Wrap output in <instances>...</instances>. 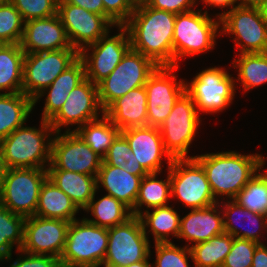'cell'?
I'll return each instance as SVG.
<instances>
[{"label": "cell", "mask_w": 267, "mask_h": 267, "mask_svg": "<svg viewBox=\"0 0 267 267\" xmlns=\"http://www.w3.org/2000/svg\"><path fill=\"white\" fill-rule=\"evenodd\" d=\"M25 219L0 203V262H11L13 249L17 251L22 248Z\"/></svg>", "instance_id": "obj_35"}, {"label": "cell", "mask_w": 267, "mask_h": 267, "mask_svg": "<svg viewBox=\"0 0 267 267\" xmlns=\"http://www.w3.org/2000/svg\"><path fill=\"white\" fill-rule=\"evenodd\" d=\"M104 114L98 99V87L85 78L72 91L59 111L49 120L55 132L75 131L87 122L100 118ZM76 126L71 130L70 126ZM62 127V128H61ZM68 127V129H67Z\"/></svg>", "instance_id": "obj_17"}, {"label": "cell", "mask_w": 267, "mask_h": 267, "mask_svg": "<svg viewBox=\"0 0 267 267\" xmlns=\"http://www.w3.org/2000/svg\"><path fill=\"white\" fill-rule=\"evenodd\" d=\"M201 119L192 98L184 92L159 126L163 146L172 159L193 158L188 156V149L197 136Z\"/></svg>", "instance_id": "obj_10"}, {"label": "cell", "mask_w": 267, "mask_h": 267, "mask_svg": "<svg viewBox=\"0 0 267 267\" xmlns=\"http://www.w3.org/2000/svg\"><path fill=\"white\" fill-rule=\"evenodd\" d=\"M104 6V17L114 26H123L134 9L126 0H102Z\"/></svg>", "instance_id": "obj_44"}, {"label": "cell", "mask_w": 267, "mask_h": 267, "mask_svg": "<svg viewBox=\"0 0 267 267\" xmlns=\"http://www.w3.org/2000/svg\"><path fill=\"white\" fill-rule=\"evenodd\" d=\"M198 0H146L149 7L165 10L173 14H179L194 10Z\"/></svg>", "instance_id": "obj_46"}, {"label": "cell", "mask_w": 267, "mask_h": 267, "mask_svg": "<svg viewBox=\"0 0 267 267\" xmlns=\"http://www.w3.org/2000/svg\"><path fill=\"white\" fill-rule=\"evenodd\" d=\"M208 11L197 9L176 15L173 33V66L183 58L212 50L221 36L220 18H211Z\"/></svg>", "instance_id": "obj_4"}, {"label": "cell", "mask_w": 267, "mask_h": 267, "mask_svg": "<svg viewBox=\"0 0 267 267\" xmlns=\"http://www.w3.org/2000/svg\"><path fill=\"white\" fill-rule=\"evenodd\" d=\"M171 198L184 207L205 208L215 200L205 170L195 158L173 159L169 167Z\"/></svg>", "instance_id": "obj_11"}, {"label": "cell", "mask_w": 267, "mask_h": 267, "mask_svg": "<svg viewBox=\"0 0 267 267\" xmlns=\"http://www.w3.org/2000/svg\"><path fill=\"white\" fill-rule=\"evenodd\" d=\"M10 0H0V5L8 3Z\"/></svg>", "instance_id": "obj_54"}, {"label": "cell", "mask_w": 267, "mask_h": 267, "mask_svg": "<svg viewBox=\"0 0 267 267\" xmlns=\"http://www.w3.org/2000/svg\"><path fill=\"white\" fill-rule=\"evenodd\" d=\"M6 170H7V167H6L5 162H4L3 151H2L1 144H0V182L3 178V176L5 175Z\"/></svg>", "instance_id": "obj_51"}, {"label": "cell", "mask_w": 267, "mask_h": 267, "mask_svg": "<svg viewBox=\"0 0 267 267\" xmlns=\"http://www.w3.org/2000/svg\"><path fill=\"white\" fill-rule=\"evenodd\" d=\"M21 252L19 258L11 262L8 267H64L60 258H56L48 255H33L22 250H17ZM21 256V257H20Z\"/></svg>", "instance_id": "obj_45"}, {"label": "cell", "mask_w": 267, "mask_h": 267, "mask_svg": "<svg viewBox=\"0 0 267 267\" xmlns=\"http://www.w3.org/2000/svg\"><path fill=\"white\" fill-rule=\"evenodd\" d=\"M108 246V229L88 222L85 216L70 222L60 260L64 267H100Z\"/></svg>", "instance_id": "obj_6"}, {"label": "cell", "mask_w": 267, "mask_h": 267, "mask_svg": "<svg viewBox=\"0 0 267 267\" xmlns=\"http://www.w3.org/2000/svg\"><path fill=\"white\" fill-rule=\"evenodd\" d=\"M202 3H205L204 6H213L214 8L225 9L228 8L229 10L235 6V0H200Z\"/></svg>", "instance_id": "obj_49"}, {"label": "cell", "mask_w": 267, "mask_h": 267, "mask_svg": "<svg viewBox=\"0 0 267 267\" xmlns=\"http://www.w3.org/2000/svg\"><path fill=\"white\" fill-rule=\"evenodd\" d=\"M103 161L108 165L121 167L132 175L146 176L148 174L131 152L127 140L121 133L113 140Z\"/></svg>", "instance_id": "obj_39"}, {"label": "cell", "mask_w": 267, "mask_h": 267, "mask_svg": "<svg viewBox=\"0 0 267 267\" xmlns=\"http://www.w3.org/2000/svg\"><path fill=\"white\" fill-rule=\"evenodd\" d=\"M265 162L267 161L263 156V167L233 200L245 209L267 216V172L263 171Z\"/></svg>", "instance_id": "obj_38"}, {"label": "cell", "mask_w": 267, "mask_h": 267, "mask_svg": "<svg viewBox=\"0 0 267 267\" xmlns=\"http://www.w3.org/2000/svg\"><path fill=\"white\" fill-rule=\"evenodd\" d=\"M157 67L152 59L130 48L116 68L97 85L101 108L105 110L117 98L144 86Z\"/></svg>", "instance_id": "obj_9"}, {"label": "cell", "mask_w": 267, "mask_h": 267, "mask_svg": "<svg viewBox=\"0 0 267 267\" xmlns=\"http://www.w3.org/2000/svg\"><path fill=\"white\" fill-rule=\"evenodd\" d=\"M150 258L151 257L149 256L146 260L132 263V264L128 265L127 267H152V264L149 261Z\"/></svg>", "instance_id": "obj_52"}, {"label": "cell", "mask_w": 267, "mask_h": 267, "mask_svg": "<svg viewBox=\"0 0 267 267\" xmlns=\"http://www.w3.org/2000/svg\"><path fill=\"white\" fill-rule=\"evenodd\" d=\"M127 140L131 152L148 173L162 172L163 158L168 168L172 157L166 152L159 127L140 126L120 131Z\"/></svg>", "instance_id": "obj_20"}, {"label": "cell", "mask_w": 267, "mask_h": 267, "mask_svg": "<svg viewBox=\"0 0 267 267\" xmlns=\"http://www.w3.org/2000/svg\"><path fill=\"white\" fill-rule=\"evenodd\" d=\"M102 158L75 132H56L47 169H62L97 177Z\"/></svg>", "instance_id": "obj_16"}, {"label": "cell", "mask_w": 267, "mask_h": 267, "mask_svg": "<svg viewBox=\"0 0 267 267\" xmlns=\"http://www.w3.org/2000/svg\"><path fill=\"white\" fill-rule=\"evenodd\" d=\"M24 22L57 14L58 0H10Z\"/></svg>", "instance_id": "obj_42"}, {"label": "cell", "mask_w": 267, "mask_h": 267, "mask_svg": "<svg viewBox=\"0 0 267 267\" xmlns=\"http://www.w3.org/2000/svg\"><path fill=\"white\" fill-rule=\"evenodd\" d=\"M79 210L70 197L49 178L44 181L38 198L36 216L71 222L77 219L76 214Z\"/></svg>", "instance_id": "obj_28"}, {"label": "cell", "mask_w": 267, "mask_h": 267, "mask_svg": "<svg viewBox=\"0 0 267 267\" xmlns=\"http://www.w3.org/2000/svg\"><path fill=\"white\" fill-rule=\"evenodd\" d=\"M34 101L21 93H0V140L28 121Z\"/></svg>", "instance_id": "obj_30"}, {"label": "cell", "mask_w": 267, "mask_h": 267, "mask_svg": "<svg viewBox=\"0 0 267 267\" xmlns=\"http://www.w3.org/2000/svg\"><path fill=\"white\" fill-rule=\"evenodd\" d=\"M144 176L132 175L121 167L106 164L103 160L97 175V189H105L106 194L123 202L131 210L138 197L141 180Z\"/></svg>", "instance_id": "obj_26"}, {"label": "cell", "mask_w": 267, "mask_h": 267, "mask_svg": "<svg viewBox=\"0 0 267 267\" xmlns=\"http://www.w3.org/2000/svg\"><path fill=\"white\" fill-rule=\"evenodd\" d=\"M25 53L20 44L0 45V93H21Z\"/></svg>", "instance_id": "obj_31"}, {"label": "cell", "mask_w": 267, "mask_h": 267, "mask_svg": "<svg viewBox=\"0 0 267 267\" xmlns=\"http://www.w3.org/2000/svg\"><path fill=\"white\" fill-rule=\"evenodd\" d=\"M252 267H267V246L264 243L256 247L253 255Z\"/></svg>", "instance_id": "obj_48"}, {"label": "cell", "mask_w": 267, "mask_h": 267, "mask_svg": "<svg viewBox=\"0 0 267 267\" xmlns=\"http://www.w3.org/2000/svg\"><path fill=\"white\" fill-rule=\"evenodd\" d=\"M185 81V92L195 103L198 114L223 112L233 103L236 94L235 77L222 67H209Z\"/></svg>", "instance_id": "obj_8"}, {"label": "cell", "mask_w": 267, "mask_h": 267, "mask_svg": "<svg viewBox=\"0 0 267 267\" xmlns=\"http://www.w3.org/2000/svg\"><path fill=\"white\" fill-rule=\"evenodd\" d=\"M176 14L149 7L135 8L123 25L131 48L152 59L158 66H173V33Z\"/></svg>", "instance_id": "obj_1"}, {"label": "cell", "mask_w": 267, "mask_h": 267, "mask_svg": "<svg viewBox=\"0 0 267 267\" xmlns=\"http://www.w3.org/2000/svg\"><path fill=\"white\" fill-rule=\"evenodd\" d=\"M47 168H7L0 182V203L25 218L35 215Z\"/></svg>", "instance_id": "obj_7"}, {"label": "cell", "mask_w": 267, "mask_h": 267, "mask_svg": "<svg viewBox=\"0 0 267 267\" xmlns=\"http://www.w3.org/2000/svg\"><path fill=\"white\" fill-rule=\"evenodd\" d=\"M258 245L254 241L234 237L222 267H252L253 255Z\"/></svg>", "instance_id": "obj_43"}, {"label": "cell", "mask_w": 267, "mask_h": 267, "mask_svg": "<svg viewBox=\"0 0 267 267\" xmlns=\"http://www.w3.org/2000/svg\"><path fill=\"white\" fill-rule=\"evenodd\" d=\"M24 21L20 12L9 1L0 5V42L2 44H20Z\"/></svg>", "instance_id": "obj_40"}, {"label": "cell", "mask_w": 267, "mask_h": 267, "mask_svg": "<svg viewBox=\"0 0 267 267\" xmlns=\"http://www.w3.org/2000/svg\"><path fill=\"white\" fill-rule=\"evenodd\" d=\"M223 233V214L219 202L205 208L190 209L180 218L178 238L189 242L185 245L188 248L190 244L193 246Z\"/></svg>", "instance_id": "obj_22"}, {"label": "cell", "mask_w": 267, "mask_h": 267, "mask_svg": "<svg viewBox=\"0 0 267 267\" xmlns=\"http://www.w3.org/2000/svg\"><path fill=\"white\" fill-rule=\"evenodd\" d=\"M238 55V59H234L231 63L238 72L235 86L237 87L238 82L241 83V87L246 93L251 89L267 84V52Z\"/></svg>", "instance_id": "obj_34"}, {"label": "cell", "mask_w": 267, "mask_h": 267, "mask_svg": "<svg viewBox=\"0 0 267 267\" xmlns=\"http://www.w3.org/2000/svg\"><path fill=\"white\" fill-rule=\"evenodd\" d=\"M223 213V227L224 232L230 234L235 238L246 239L262 244L260 238L264 237V232L267 233V216L252 212L240 206L237 202L223 199L219 202ZM224 208V209H223ZM249 221L248 228L242 222ZM239 221V223H238ZM242 221V222H241ZM241 225H236L240 224ZM244 229V230H241ZM264 230V232H263Z\"/></svg>", "instance_id": "obj_23"}, {"label": "cell", "mask_w": 267, "mask_h": 267, "mask_svg": "<svg viewBox=\"0 0 267 267\" xmlns=\"http://www.w3.org/2000/svg\"><path fill=\"white\" fill-rule=\"evenodd\" d=\"M167 170L168 175L165 180L157 179L160 172L148 173L142 178L135 206L131 210L132 215L139 216L143 212L142 209L144 207L146 208L145 211H147L169 205V200L171 199V180L169 168Z\"/></svg>", "instance_id": "obj_32"}, {"label": "cell", "mask_w": 267, "mask_h": 267, "mask_svg": "<svg viewBox=\"0 0 267 267\" xmlns=\"http://www.w3.org/2000/svg\"><path fill=\"white\" fill-rule=\"evenodd\" d=\"M75 132L103 159L120 130L105 114H101L100 118L87 122Z\"/></svg>", "instance_id": "obj_36"}, {"label": "cell", "mask_w": 267, "mask_h": 267, "mask_svg": "<svg viewBox=\"0 0 267 267\" xmlns=\"http://www.w3.org/2000/svg\"><path fill=\"white\" fill-rule=\"evenodd\" d=\"M119 33L109 36L108 31L96 43L86 46L79 52V58L85 66V78L98 85L120 63L131 48L127 29L116 26ZM91 50V52H90Z\"/></svg>", "instance_id": "obj_14"}, {"label": "cell", "mask_w": 267, "mask_h": 267, "mask_svg": "<svg viewBox=\"0 0 267 267\" xmlns=\"http://www.w3.org/2000/svg\"><path fill=\"white\" fill-rule=\"evenodd\" d=\"M156 258L152 267H189L188 259L192 257L191 249L179 247L173 242L154 243Z\"/></svg>", "instance_id": "obj_41"}, {"label": "cell", "mask_w": 267, "mask_h": 267, "mask_svg": "<svg viewBox=\"0 0 267 267\" xmlns=\"http://www.w3.org/2000/svg\"><path fill=\"white\" fill-rule=\"evenodd\" d=\"M205 170L213 196L232 200L263 167V154L221 151L192 156ZM219 199H218V198Z\"/></svg>", "instance_id": "obj_2"}, {"label": "cell", "mask_w": 267, "mask_h": 267, "mask_svg": "<svg viewBox=\"0 0 267 267\" xmlns=\"http://www.w3.org/2000/svg\"><path fill=\"white\" fill-rule=\"evenodd\" d=\"M126 2L133 8H138L144 3H146V0H126Z\"/></svg>", "instance_id": "obj_53"}, {"label": "cell", "mask_w": 267, "mask_h": 267, "mask_svg": "<svg viewBox=\"0 0 267 267\" xmlns=\"http://www.w3.org/2000/svg\"><path fill=\"white\" fill-rule=\"evenodd\" d=\"M233 236L223 233L190 247L193 267H222L231 250Z\"/></svg>", "instance_id": "obj_37"}, {"label": "cell", "mask_w": 267, "mask_h": 267, "mask_svg": "<svg viewBox=\"0 0 267 267\" xmlns=\"http://www.w3.org/2000/svg\"><path fill=\"white\" fill-rule=\"evenodd\" d=\"M220 18L221 35H232L241 53L267 52V9L235 5L215 15Z\"/></svg>", "instance_id": "obj_5"}, {"label": "cell", "mask_w": 267, "mask_h": 267, "mask_svg": "<svg viewBox=\"0 0 267 267\" xmlns=\"http://www.w3.org/2000/svg\"><path fill=\"white\" fill-rule=\"evenodd\" d=\"M70 222L62 219L31 216L25 219L24 241L20 250L33 255L60 258Z\"/></svg>", "instance_id": "obj_18"}, {"label": "cell", "mask_w": 267, "mask_h": 267, "mask_svg": "<svg viewBox=\"0 0 267 267\" xmlns=\"http://www.w3.org/2000/svg\"><path fill=\"white\" fill-rule=\"evenodd\" d=\"M97 191L98 189L89 205L83 210L87 213L91 212L90 215L94 217L85 218L88 222L108 229L124 223L133 216L128 206L108 194L95 200Z\"/></svg>", "instance_id": "obj_33"}, {"label": "cell", "mask_w": 267, "mask_h": 267, "mask_svg": "<svg viewBox=\"0 0 267 267\" xmlns=\"http://www.w3.org/2000/svg\"><path fill=\"white\" fill-rule=\"evenodd\" d=\"M150 237L144 233L139 216L108 228V246L101 267H127L151 255Z\"/></svg>", "instance_id": "obj_12"}, {"label": "cell", "mask_w": 267, "mask_h": 267, "mask_svg": "<svg viewBox=\"0 0 267 267\" xmlns=\"http://www.w3.org/2000/svg\"><path fill=\"white\" fill-rule=\"evenodd\" d=\"M57 14L73 48L80 52L96 43L114 26L103 16L69 3H58Z\"/></svg>", "instance_id": "obj_19"}, {"label": "cell", "mask_w": 267, "mask_h": 267, "mask_svg": "<svg viewBox=\"0 0 267 267\" xmlns=\"http://www.w3.org/2000/svg\"><path fill=\"white\" fill-rule=\"evenodd\" d=\"M85 79V66L78 58L71 66L58 75L55 80L34 100V107L46 95L41 119L50 120L66 102L69 92Z\"/></svg>", "instance_id": "obj_25"}, {"label": "cell", "mask_w": 267, "mask_h": 267, "mask_svg": "<svg viewBox=\"0 0 267 267\" xmlns=\"http://www.w3.org/2000/svg\"><path fill=\"white\" fill-rule=\"evenodd\" d=\"M48 178L84 210L97 190V177L62 169H47Z\"/></svg>", "instance_id": "obj_27"}, {"label": "cell", "mask_w": 267, "mask_h": 267, "mask_svg": "<svg viewBox=\"0 0 267 267\" xmlns=\"http://www.w3.org/2000/svg\"><path fill=\"white\" fill-rule=\"evenodd\" d=\"M79 58L76 49L25 53L22 92L33 101Z\"/></svg>", "instance_id": "obj_13"}, {"label": "cell", "mask_w": 267, "mask_h": 267, "mask_svg": "<svg viewBox=\"0 0 267 267\" xmlns=\"http://www.w3.org/2000/svg\"><path fill=\"white\" fill-rule=\"evenodd\" d=\"M150 210L143 211L139 215L146 236L148 237L151 233L154 243L171 242L168 238L170 235L178 239L181 216L177 213V210L170 205Z\"/></svg>", "instance_id": "obj_29"}, {"label": "cell", "mask_w": 267, "mask_h": 267, "mask_svg": "<svg viewBox=\"0 0 267 267\" xmlns=\"http://www.w3.org/2000/svg\"><path fill=\"white\" fill-rule=\"evenodd\" d=\"M236 5L267 9V0H235Z\"/></svg>", "instance_id": "obj_50"}, {"label": "cell", "mask_w": 267, "mask_h": 267, "mask_svg": "<svg viewBox=\"0 0 267 267\" xmlns=\"http://www.w3.org/2000/svg\"><path fill=\"white\" fill-rule=\"evenodd\" d=\"M40 127L22 125L0 140L7 168H47L51 162L55 131L48 120Z\"/></svg>", "instance_id": "obj_3"}, {"label": "cell", "mask_w": 267, "mask_h": 267, "mask_svg": "<svg viewBox=\"0 0 267 267\" xmlns=\"http://www.w3.org/2000/svg\"><path fill=\"white\" fill-rule=\"evenodd\" d=\"M104 114L120 130L147 126V92L144 86L114 100Z\"/></svg>", "instance_id": "obj_24"}, {"label": "cell", "mask_w": 267, "mask_h": 267, "mask_svg": "<svg viewBox=\"0 0 267 267\" xmlns=\"http://www.w3.org/2000/svg\"><path fill=\"white\" fill-rule=\"evenodd\" d=\"M58 3L74 4L89 12L104 16V6L102 0H58Z\"/></svg>", "instance_id": "obj_47"}, {"label": "cell", "mask_w": 267, "mask_h": 267, "mask_svg": "<svg viewBox=\"0 0 267 267\" xmlns=\"http://www.w3.org/2000/svg\"><path fill=\"white\" fill-rule=\"evenodd\" d=\"M179 66H158L144 85L147 92V125L159 127L185 92V79L177 80Z\"/></svg>", "instance_id": "obj_15"}, {"label": "cell", "mask_w": 267, "mask_h": 267, "mask_svg": "<svg viewBox=\"0 0 267 267\" xmlns=\"http://www.w3.org/2000/svg\"><path fill=\"white\" fill-rule=\"evenodd\" d=\"M20 47L24 53L75 49L58 14L24 22Z\"/></svg>", "instance_id": "obj_21"}]
</instances>
